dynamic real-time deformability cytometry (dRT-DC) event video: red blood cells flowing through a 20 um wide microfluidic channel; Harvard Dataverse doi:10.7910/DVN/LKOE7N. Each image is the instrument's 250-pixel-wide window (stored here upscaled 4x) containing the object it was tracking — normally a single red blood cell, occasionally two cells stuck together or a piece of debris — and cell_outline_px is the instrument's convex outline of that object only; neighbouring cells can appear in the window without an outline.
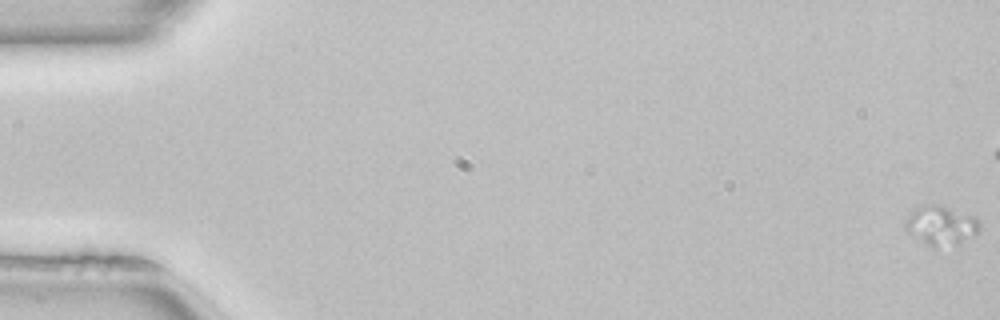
{"species": "common noctule bat (a hibernating species)", "species_latin": "Nyctalus noctula", "temperature_condition": "room temperature", "stored_images_in_passage": 31, "camera_frame_rate_fps": 3000, "um_per_image_px": 0.085, "animal": {"sex": "female", "body_mass_g": 22.7, "forearm_length_mm": 54.2}, "frame": {"image": 1, "passage_image": 1, "time_ms": 0.0, "image_size_px": [1000, 320], "cell_outline_px": [[980, 228], [976, 232], [960, 244], [936, 248], [932, 248], [908, 232], [904, 228], [904, 220], [908, 212], [924, 204], [940, 204], [976, 216], [980, 224]], "centroid_in_image_um": [79.95, 19.14], "position_along_channel_um": 5.0, "area_um2": 17.4}}
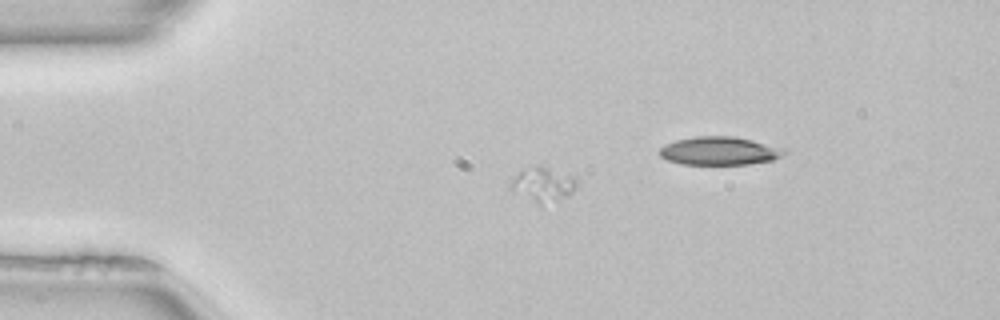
{"frame": {"image": 2, "passage_image": 14, "time_ms": 4.333, "image_size_px": [1000, 320], "cell_outline_px": [[580, 184], [568, 196], [556, 200], [540, 204], [512, 192], [508, 188], [508, 184], [516, 172], [536, 164], [540, 164], [576, 176], [580, 180]], "centroid_in_image_um": [46.16, 15.62], "position_along_channel_um": 38.8, "area_um2": 13.87}}
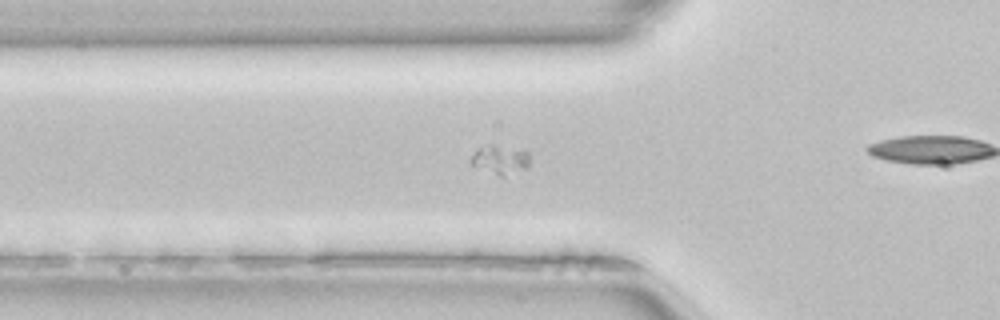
{"frame": {"image": 3, "passage_image": 20, "time_ms": 6.333, "image_size_px": [1000, 320], "cell_outline_px": [[528, 168], [504, 176], [500, 176], [468, 164], [468, 160], [476, 148], [492, 144], [524, 148], [528, 152]], "centroid_in_image_um": [42.49, 13.54], "position_along_channel_um": 83.3, "area_um2": 10.35}}